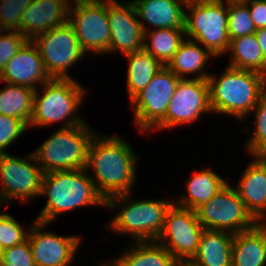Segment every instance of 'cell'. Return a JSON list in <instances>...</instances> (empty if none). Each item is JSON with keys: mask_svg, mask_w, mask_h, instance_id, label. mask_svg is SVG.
Here are the masks:
<instances>
[{"mask_svg": "<svg viewBox=\"0 0 266 266\" xmlns=\"http://www.w3.org/2000/svg\"><path fill=\"white\" fill-rule=\"evenodd\" d=\"M86 172L84 168L44 173L40 196L48 199L36 221L50 224L57 215L85 205L106 207L105 199Z\"/></svg>", "mask_w": 266, "mask_h": 266, "instance_id": "cell-2", "label": "cell"}, {"mask_svg": "<svg viewBox=\"0 0 266 266\" xmlns=\"http://www.w3.org/2000/svg\"><path fill=\"white\" fill-rule=\"evenodd\" d=\"M226 184V180L214 173L213 170L205 169L199 171L186 183L188 196L184 194L181 200L174 203L180 207L196 211L216 195Z\"/></svg>", "mask_w": 266, "mask_h": 266, "instance_id": "cell-25", "label": "cell"}, {"mask_svg": "<svg viewBox=\"0 0 266 266\" xmlns=\"http://www.w3.org/2000/svg\"><path fill=\"white\" fill-rule=\"evenodd\" d=\"M28 125L20 119L0 114V154L5 153V149L17 140Z\"/></svg>", "mask_w": 266, "mask_h": 266, "instance_id": "cell-35", "label": "cell"}, {"mask_svg": "<svg viewBox=\"0 0 266 266\" xmlns=\"http://www.w3.org/2000/svg\"><path fill=\"white\" fill-rule=\"evenodd\" d=\"M204 229L196 211L173 203L167 210L164 228L157 241L179 263H188L197 252Z\"/></svg>", "mask_w": 266, "mask_h": 266, "instance_id": "cell-11", "label": "cell"}, {"mask_svg": "<svg viewBox=\"0 0 266 266\" xmlns=\"http://www.w3.org/2000/svg\"><path fill=\"white\" fill-rule=\"evenodd\" d=\"M100 266H117V265L112 261L111 264H109V265H106V263L105 264L100 263Z\"/></svg>", "mask_w": 266, "mask_h": 266, "instance_id": "cell-42", "label": "cell"}, {"mask_svg": "<svg viewBox=\"0 0 266 266\" xmlns=\"http://www.w3.org/2000/svg\"><path fill=\"white\" fill-rule=\"evenodd\" d=\"M48 225L35 220L29 228L27 239L35 266H70L80 245V238L42 232L43 227Z\"/></svg>", "mask_w": 266, "mask_h": 266, "instance_id": "cell-16", "label": "cell"}, {"mask_svg": "<svg viewBox=\"0 0 266 266\" xmlns=\"http://www.w3.org/2000/svg\"><path fill=\"white\" fill-rule=\"evenodd\" d=\"M266 265V224L258 222L251 229L234 234L232 266Z\"/></svg>", "mask_w": 266, "mask_h": 266, "instance_id": "cell-21", "label": "cell"}, {"mask_svg": "<svg viewBox=\"0 0 266 266\" xmlns=\"http://www.w3.org/2000/svg\"><path fill=\"white\" fill-rule=\"evenodd\" d=\"M184 29L158 28L149 32L144 31L143 49L166 66L184 41ZM146 39H149L147 43Z\"/></svg>", "mask_w": 266, "mask_h": 266, "instance_id": "cell-29", "label": "cell"}, {"mask_svg": "<svg viewBox=\"0 0 266 266\" xmlns=\"http://www.w3.org/2000/svg\"><path fill=\"white\" fill-rule=\"evenodd\" d=\"M249 7L250 16L256 30L266 27V0H244Z\"/></svg>", "mask_w": 266, "mask_h": 266, "instance_id": "cell-37", "label": "cell"}, {"mask_svg": "<svg viewBox=\"0 0 266 266\" xmlns=\"http://www.w3.org/2000/svg\"><path fill=\"white\" fill-rule=\"evenodd\" d=\"M129 62L127 90L130 100L144 89L163 65L144 49L125 55Z\"/></svg>", "mask_w": 266, "mask_h": 266, "instance_id": "cell-27", "label": "cell"}, {"mask_svg": "<svg viewBox=\"0 0 266 266\" xmlns=\"http://www.w3.org/2000/svg\"><path fill=\"white\" fill-rule=\"evenodd\" d=\"M0 266H35L28 239L3 250Z\"/></svg>", "mask_w": 266, "mask_h": 266, "instance_id": "cell-36", "label": "cell"}, {"mask_svg": "<svg viewBox=\"0 0 266 266\" xmlns=\"http://www.w3.org/2000/svg\"><path fill=\"white\" fill-rule=\"evenodd\" d=\"M234 187L246 209L258 221L266 218V164L258 157L250 163Z\"/></svg>", "mask_w": 266, "mask_h": 266, "instance_id": "cell-19", "label": "cell"}, {"mask_svg": "<svg viewBox=\"0 0 266 266\" xmlns=\"http://www.w3.org/2000/svg\"><path fill=\"white\" fill-rule=\"evenodd\" d=\"M35 90L30 126H47L67 118L60 128L84 124L77 115L86 90L74 79H50L42 85L43 95Z\"/></svg>", "mask_w": 266, "mask_h": 266, "instance_id": "cell-6", "label": "cell"}, {"mask_svg": "<svg viewBox=\"0 0 266 266\" xmlns=\"http://www.w3.org/2000/svg\"><path fill=\"white\" fill-rule=\"evenodd\" d=\"M28 233L14 217L0 213V245L3 249L22 244L27 240Z\"/></svg>", "mask_w": 266, "mask_h": 266, "instance_id": "cell-33", "label": "cell"}, {"mask_svg": "<svg viewBox=\"0 0 266 266\" xmlns=\"http://www.w3.org/2000/svg\"><path fill=\"white\" fill-rule=\"evenodd\" d=\"M180 78L163 66L132 99L135 122L141 132L153 130L166 116Z\"/></svg>", "mask_w": 266, "mask_h": 266, "instance_id": "cell-10", "label": "cell"}, {"mask_svg": "<svg viewBox=\"0 0 266 266\" xmlns=\"http://www.w3.org/2000/svg\"><path fill=\"white\" fill-rule=\"evenodd\" d=\"M251 112L255 113V131L248 139L246 148L254 157L266 154V91Z\"/></svg>", "mask_w": 266, "mask_h": 266, "instance_id": "cell-31", "label": "cell"}, {"mask_svg": "<svg viewBox=\"0 0 266 266\" xmlns=\"http://www.w3.org/2000/svg\"><path fill=\"white\" fill-rule=\"evenodd\" d=\"M130 194L113 196L106 201L107 208H117L119 201H123L124 206L106 227L114 233L129 234L136 241H157L164 228L167 210L174 202L128 201L131 199Z\"/></svg>", "mask_w": 266, "mask_h": 266, "instance_id": "cell-4", "label": "cell"}, {"mask_svg": "<svg viewBox=\"0 0 266 266\" xmlns=\"http://www.w3.org/2000/svg\"><path fill=\"white\" fill-rule=\"evenodd\" d=\"M137 158L129 143L120 137L95 134L89 146L86 170L93 169L96 179L91 176L92 181L105 201L130 193L135 183Z\"/></svg>", "mask_w": 266, "mask_h": 266, "instance_id": "cell-1", "label": "cell"}, {"mask_svg": "<svg viewBox=\"0 0 266 266\" xmlns=\"http://www.w3.org/2000/svg\"><path fill=\"white\" fill-rule=\"evenodd\" d=\"M3 248L1 247L0 245V265H1V262H2V255H3Z\"/></svg>", "mask_w": 266, "mask_h": 266, "instance_id": "cell-41", "label": "cell"}, {"mask_svg": "<svg viewBox=\"0 0 266 266\" xmlns=\"http://www.w3.org/2000/svg\"><path fill=\"white\" fill-rule=\"evenodd\" d=\"M32 0H0V30L19 31L22 13Z\"/></svg>", "mask_w": 266, "mask_h": 266, "instance_id": "cell-32", "label": "cell"}, {"mask_svg": "<svg viewBox=\"0 0 266 266\" xmlns=\"http://www.w3.org/2000/svg\"><path fill=\"white\" fill-rule=\"evenodd\" d=\"M210 56L215 57L208 49L200 47L196 41L184 40L166 67L180 79H187L186 75L198 73L195 79L207 80L210 73L203 72Z\"/></svg>", "mask_w": 266, "mask_h": 266, "instance_id": "cell-23", "label": "cell"}, {"mask_svg": "<svg viewBox=\"0 0 266 266\" xmlns=\"http://www.w3.org/2000/svg\"><path fill=\"white\" fill-rule=\"evenodd\" d=\"M209 95L212 112L244 119L266 91V76L227 66L220 77L209 75Z\"/></svg>", "mask_w": 266, "mask_h": 266, "instance_id": "cell-3", "label": "cell"}, {"mask_svg": "<svg viewBox=\"0 0 266 266\" xmlns=\"http://www.w3.org/2000/svg\"><path fill=\"white\" fill-rule=\"evenodd\" d=\"M5 86L0 90V114L23 120L29 126L35 90L9 83Z\"/></svg>", "mask_w": 266, "mask_h": 266, "instance_id": "cell-28", "label": "cell"}, {"mask_svg": "<svg viewBox=\"0 0 266 266\" xmlns=\"http://www.w3.org/2000/svg\"><path fill=\"white\" fill-rule=\"evenodd\" d=\"M70 0H32L22 13L20 33L33 40L43 32L69 22Z\"/></svg>", "mask_w": 266, "mask_h": 266, "instance_id": "cell-18", "label": "cell"}, {"mask_svg": "<svg viewBox=\"0 0 266 266\" xmlns=\"http://www.w3.org/2000/svg\"><path fill=\"white\" fill-rule=\"evenodd\" d=\"M226 1H244V0H226Z\"/></svg>", "mask_w": 266, "mask_h": 266, "instance_id": "cell-45", "label": "cell"}, {"mask_svg": "<svg viewBox=\"0 0 266 266\" xmlns=\"http://www.w3.org/2000/svg\"><path fill=\"white\" fill-rule=\"evenodd\" d=\"M255 35L259 46L261 47L262 53L266 59V27L256 30Z\"/></svg>", "mask_w": 266, "mask_h": 266, "instance_id": "cell-38", "label": "cell"}, {"mask_svg": "<svg viewBox=\"0 0 266 266\" xmlns=\"http://www.w3.org/2000/svg\"><path fill=\"white\" fill-rule=\"evenodd\" d=\"M178 266H192L189 263H178Z\"/></svg>", "mask_w": 266, "mask_h": 266, "instance_id": "cell-43", "label": "cell"}, {"mask_svg": "<svg viewBox=\"0 0 266 266\" xmlns=\"http://www.w3.org/2000/svg\"><path fill=\"white\" fill-rule=\"evenodd\" d=\"M133 3L138 18L142 19L140 24L143 31L149 29L144 21L155 26V29H184L185 27L186 11L183 7H186V0H135Z\"/></svg>", "mask_w": 266, "mask_h": 266, "instance_id": "cell-20", "label": "cell"}, {"mask_svg": "<svg viewBox=\"0 0 266 266\" xmlns=\"http://www.w3.org/2000/svg\"><path fill=\"white\" fill-rule=\"evenodd\" d=\"M70 6L69 23L85 52L108 53L110 25L108 3H77Z\"/></svg>", "mask_w": 266, "mask_h": 266, "instance_id": "cell-14", "label": "cell"}, {"mask_svg": "<svg viewBox=\"0 0 266 266\" xmlns=\"http://www.w3.org/2000/svg\"><path fill=\"white\" fill-rule=\"evenodd\" d=\"M2 203H4V202H3L2 198H1V195H0V205H1Z\"/></svg>", "mask_w": 266, "mask_h": 266, "instance_id": "cell-44", "label": "cell"}, {"mask_svg": "<svg viewBox=\"0 0 266 266\" xmlns=\"http://www.w3.org/2000/svg\"><path fill=\"white\" fill-rule=\"evenodd\" d=\"M185 13V36L199 42L215 57L227 52L230 44L228 36L227 1L189 0Z\"/></svg>", "mask_w": 266, "mask_h": 266, "instance_id": "cell-7", "label": "cell"}, {"mask_svg": "<svg viewBox=\"0 0 266 266\" xmlns=\"http://www.w3.org/2000/svg\"><path fill=\"white\" fill-rule=\"evenodd\" d=\"M266 164V154L258 156Z\"/></svg>", "mask_w": 266, "mask_h": 266, "instance_id": "cell-40", "label": "cell"}, {"mask_svg": "<svg viewBox=\"0 0 266 266\" xmlns=\"http://www.w3.org/2000/svg\"><path fill=\"white\" fill-rule=\"evenodd\" d=\"M207 112H212L208 81L193 77L180 79L165 118L154 129L190 124L200 118V114Z\"/></svg>", "mask_w": 266, "mask_h": 266, "instance_id": "cell-13", "label": "cell"}, {"mask_svg": "<svg viewBox=\"0 0 266 266\" xmlns=\"http://www.w3.org/2000/svg\"><path fill=\"white\" fill-rule=\"evenodd\" d=\"M196 214L205 229L232 234L249 230L258 223L246 209L237 190L228 183L199 207Z\"/></svg>", "mask_w": 266, "mask_h": 266, "instance_id": "cell-8", "label": "cell"}, {"mask_svg": "<svg viewBox=\"0 0 266 266\" xmlns=\"http://www.w3.org/2000/svg\"><path fill=\"white\" fill-rule=\"evenodd\" d=\"M108 20L111 33L108 53L119 51L127 55L143 49L144 31L133 1L108 2Z\"/></svg>", "mask_w": 266, "mask_h": 266, "instance_id": "cell-15", "label": "cell"}, {"mask_svg": "<svg viewBox=\"0 0 266 266\" xmlns=\"http://www.w3.org/2000/svg\"><path fill=\"white\" fill-rule=\"evenodd\" d=\"M96 133L85 123L59 128L33 154L44 173L84 169Z\"/></svg>", "mask_w": 266, "mask_h": 266, "instance_id": "cell-5", "label": "cell"}, {"mask_svg": "<svg viewBox=\"0 0 266 266\" xmlns=\"http://www.w3.org/2000/svg\"><path fill=\"white\" fill-rule=\"evenodd\" d=\"M234 234L204 229L196 254L188 262L192 266H232Z\"/></svg>", "mask_w": 266, "mask_h": 266, "instance_id": "cell-22", "label": "cell"}, {"mask_svg": "<svg viewBox=\"0 0 266 266\" xmlns=\"http://www.w3.org/2000/svg\"><path fill=\"white\" fill-rule=\"evenodd\" d=\"M227 51L232 53L229 67L250 70L266 76V59L255 33L230 40Z\"/></svg>", "mask_w": 266, "mask_h": 266, "instance_id": "cell-26", "label": "cell"}, {"mask_svg": "<svg viewBox=\"0 0 266 266\" xmlns=\"http://www.w3.org/2000/svg\"><path fill=\"white\" fill-rule=\"evenodd\" d=\"M26 157L18 158L6 152L0 154V195L3 202L14 199L29 202V199L41 195L43 169L37 164L33 153ZM30 160L37 165L30 163Z\"/></svg>", "mask_w": 266, "mask_h": 266, "instance_id": "cell-12", "label": "cell"}, {"mask_svg": "<svg viewBox=\"0 0 266 266\" xmlns=\"http://www.w3.org/2000/svg\"><path fill=\"white\" fill-rule=\"evenodd\" d=\"M32 41L37 46L51 79H72L67 73L68 68L81 60L85 52L69 22L43 32Z\"/></svg>", "mask_w": 266, "mask_h": 266, "instance_id": "cell-9", "label": "cell"}, {"mask_svg": "<svg viewBox=\"0 0 266 266\" xmlns=\"http://www.w3.org/2000/svg\"><path fill=\"white\" fill-rule=\"evenodd\" d=\"M227 11L230 40L256 32L248 4L245 1H227Z\"/></svg>", "mask_w": 266, "mask_h": 266, "instance_id": "cell-30", "label": "cell"}, {"mask_svg": "<svg viewBox=\"0 0 266 266\" xmlns=\"http://www.w3.org/2000/svg\"><path fill=\"white\" fill-rule=\"evenodd\" d=\"M27 41L28 39L19 31H0V74L4 70L6 63L23 47Z\"/></svg>", "mask_w": 266, "mask_h": 266, "instance_id": "cell-34", "label": "cell"}, {"mask_svg": "<svg viewBox=\"0 0 266 266\" xmlns=\"http://www.w3.org/2000/svg\"><path fill=\"white\" fill-rule=\"evenodd\" d=\"M51 78L43 65L37 46L28 40L23 47L6 63L0 74V81L37 89ZM38 83V84H37Z\"/></svg>", "mask_w": 266, "mask_h": 266, "instance_id": "cell-17", "label": "cell"}, {"mask_svg": "<svg viewBox=\"0 0 266 266\" xmlns=\"http://www.w3.org/2000/svg\"><path fill=\"white\" fill-rule=\"evenodd\" d=\"M111 1H115V0H74V3H90V4H94V3H108Z\"/></svg>", "mask_w": 266, "mask_h": 266, "instance_id": "cell-39", "label": "cell"}, {"mask_svg": "<svg viewBox=\"0 0 266 266\" xmlns=\"http://www.w3.org/2000/svg\"><path fill=\"white\" fill-rule=\"evenodd\" d=\"M113 262L117 266H178L174 256L158 241H136Z\"/></svg>", "mask_w": 266, "mask_h": 266, "instance_id": "cell-24", "label": "cell"}]
</instances>
